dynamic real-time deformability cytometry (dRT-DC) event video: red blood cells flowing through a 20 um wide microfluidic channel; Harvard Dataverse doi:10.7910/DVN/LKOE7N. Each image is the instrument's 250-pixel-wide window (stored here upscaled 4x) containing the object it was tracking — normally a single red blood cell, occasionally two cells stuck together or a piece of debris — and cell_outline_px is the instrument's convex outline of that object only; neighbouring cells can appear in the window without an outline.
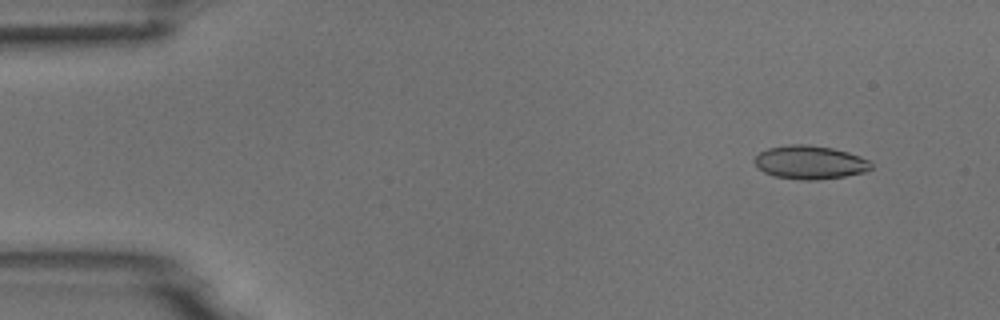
{"species": "common noctule bat (a hibernating species)", "species_latin": "Nyctalus noctula", "temperature_condition": "room temperature", "stored_images_in_passage": 5, "camera_frame_rate_fps": 3000, "um_per_image_px": 0.085, "animal": {"sex": "male", "body_mass_g": 18.8}, "frame": {"image": 1, "passage_image": 2, "time_ms": 1.333, "image_size_px": [1000, 320], "cell_outline_px": [[872, 168], [864, 172], [844, 176], [816, 180], [804, 180], [772, 176], [764, 172], [752, 160], [760, 152], [768, 148], [788, 144], [808, 144], [832, 148], [848, 152], [868, 160], [872, 164]], "centroid_in_image_um": [68.82, 13.79], "position_along_channel_um": 16.2, "area_um2": 22.72}}
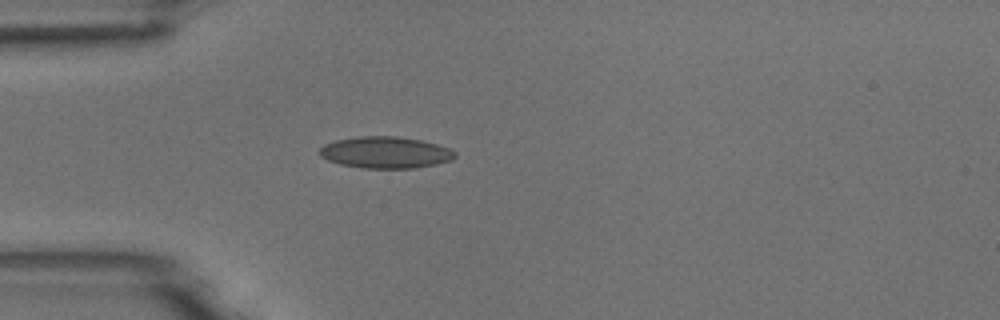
{"frame": {"image": 2, "passage_image": 5, "time_ms": 4.667, "image_size_px": [1000, 320], "cell_outline_px": [[456, 156], [452, 160], [436, 164], [416, 168], [360, 168], [340, 164], [328, 160], [320, 156], [320, 148], [324, 144], [336, 140], [356, 136], [396, 136], [420, 140], [436, 144], [448, 148], [456, 152]], "centroid_in_image_um": [32.76, 12.96], "position_along_channel_um": 52.2, "area_um2": 24.97}}